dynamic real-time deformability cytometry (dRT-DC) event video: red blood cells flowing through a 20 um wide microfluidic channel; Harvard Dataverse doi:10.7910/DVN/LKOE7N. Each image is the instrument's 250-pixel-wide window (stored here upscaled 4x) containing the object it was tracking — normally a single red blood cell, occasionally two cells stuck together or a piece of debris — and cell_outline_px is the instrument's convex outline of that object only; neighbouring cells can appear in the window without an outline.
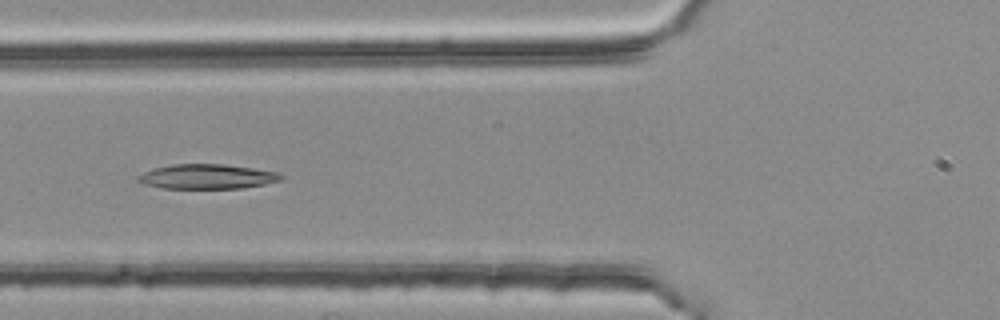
{"species": "common noctule bat (a hibernating species)", "species_latin": "Nyctalus noctula", "temperature_condition": "room temperature", "stored_images_in_passage": 5, "camera_frame_rate_fps": 3000, "um_per_image_px": 0.085, "animal": {"sex": "female", "body_mass_g": 25.1}, "frame": {"image": 1, "passage_image": 5, "time_ms": 1.333, "image_size_px": [1000, 320], "cell_outline_px": [[284, 176], [280, 180], [264, 184], [244, 188], [160, 188], [144, 184], [136, 180], [136, 176], [144, 172], [156, 168], [172, 164], [224, 164], [252, 168], [276, 172]], "centroid_in_image_um": [17.57, 15.01], "position_along_channel_um": 108.2, "area_um2": 20.46}}